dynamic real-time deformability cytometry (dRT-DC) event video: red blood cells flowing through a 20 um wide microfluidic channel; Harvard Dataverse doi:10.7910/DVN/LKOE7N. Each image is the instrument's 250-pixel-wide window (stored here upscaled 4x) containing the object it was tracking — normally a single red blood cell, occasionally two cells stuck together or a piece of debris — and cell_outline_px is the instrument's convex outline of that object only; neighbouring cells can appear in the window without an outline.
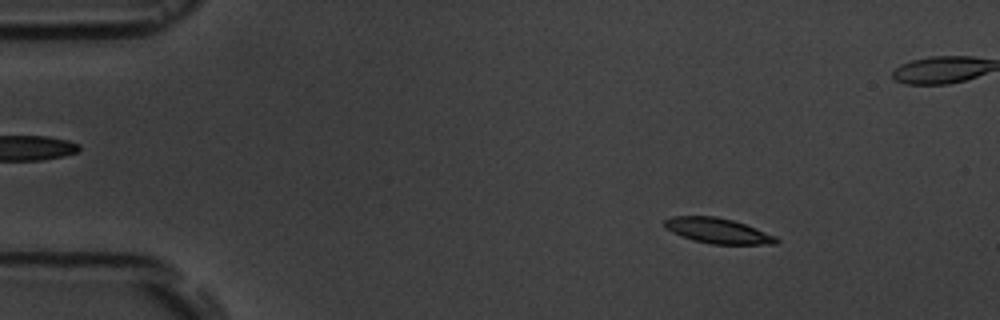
{"species": "common noctule bat (a hibernating species)", "species_latin": "Nyctalus noctula", "temperature_condition": "room temperature", "stored_images_in_passage": 6, "camera_frame_rate_fps": 3000, "um_per_image_px": 0.085, "animal": {"sex": "male", "body_mass_g": 19.5, "forearm_length_mm": 54.6}, "frame": {"image": 1, "passage_image": 2, "time_ms": 1.333, "image_size_px": [1000, 320], "cell_outline_px": [[780, 240], [776, 244], [712, 244], [692, 240], [672, 232], [664, 224], [664, 220], [672, 216], [716, 216], [732, 220], [744, 224], [776, 236]], "centroid_in_image_um": [61.02, 19.61], "position_along_channel_um": 24.0, "area_um2": 16.3}}